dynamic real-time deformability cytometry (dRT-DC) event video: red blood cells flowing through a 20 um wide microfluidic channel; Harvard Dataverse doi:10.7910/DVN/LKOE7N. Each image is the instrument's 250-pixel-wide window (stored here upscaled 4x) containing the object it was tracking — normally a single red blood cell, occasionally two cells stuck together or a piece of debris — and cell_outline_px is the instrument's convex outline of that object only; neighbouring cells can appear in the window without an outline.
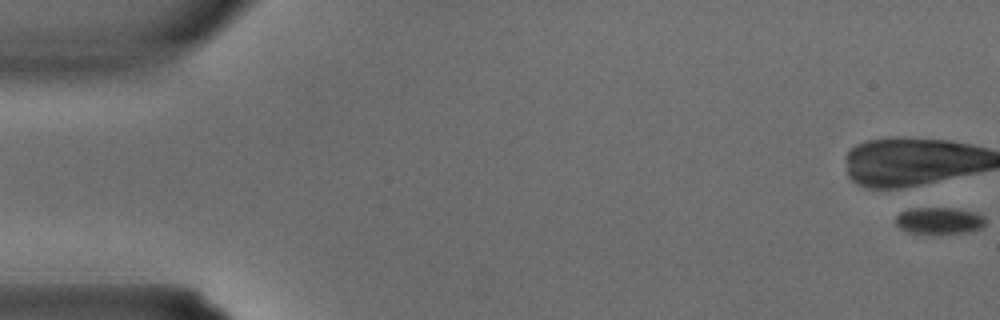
{"species": "common noctule bat (a hibernating species)", "species_latin": "Nyctalus noctula", "temperature_condition": "warm", "stored_images_in_passage": 4, "camera_frame_rate_fps": 3000, "um_per_image_px": 0.085, "animal": {"sex": "male", "body_mass_g": 15.6}, "frame": {"image": 1, "passage_image": 1, "time_ms": 0.0, "image_size_px": [1000, 320], "cell_outline_px": [[984, 224], [980, 228], [968, 232], [908, 232], [900, 228], [896, 224], [896, 216], [900, 212], [912, 208], [956, 208], [976, 212], [984, 216]], "centroid_in_image_um": [79.83, 18.72], "position_along_channel_um": 5.2, "area_um2": 13.64}}